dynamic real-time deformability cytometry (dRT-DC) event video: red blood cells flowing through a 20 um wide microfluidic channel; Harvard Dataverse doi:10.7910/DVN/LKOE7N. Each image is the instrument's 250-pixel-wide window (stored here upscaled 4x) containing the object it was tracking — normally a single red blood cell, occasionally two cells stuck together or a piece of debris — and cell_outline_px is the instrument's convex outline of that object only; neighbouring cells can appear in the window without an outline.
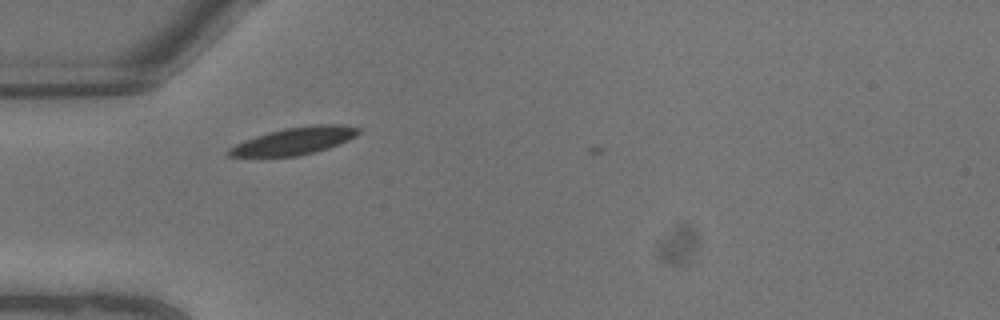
{"species": "common noctule bat (a hibernating species)", "species_latin": "Nyctalus noctula", "temperature_condition": "warm", "stored_images_in_passage": 3, "camera_frame_rate_fps": 3000, "um_per_image_px": 0.085, "animal": {"sex": "male", "body_mass_g": 13.3}, "frame": {"image": 1, "passage_image": 1, "time_ms": 0.0, "image_size_px": [1000, 320], "cell_outline_px": [[360, 132], [356, 136], [348, 140], [328, 148], [296, 156], [228, 156], [224, 152], [228, 148], [244, 140], [268, 132], [288, 128], [316, 124], [344, 124], [360, 128]], "centroid_in_image_um": [25.02, 11.97], "position_along_channel_um": 60.0, "area_um2": 20.4}}